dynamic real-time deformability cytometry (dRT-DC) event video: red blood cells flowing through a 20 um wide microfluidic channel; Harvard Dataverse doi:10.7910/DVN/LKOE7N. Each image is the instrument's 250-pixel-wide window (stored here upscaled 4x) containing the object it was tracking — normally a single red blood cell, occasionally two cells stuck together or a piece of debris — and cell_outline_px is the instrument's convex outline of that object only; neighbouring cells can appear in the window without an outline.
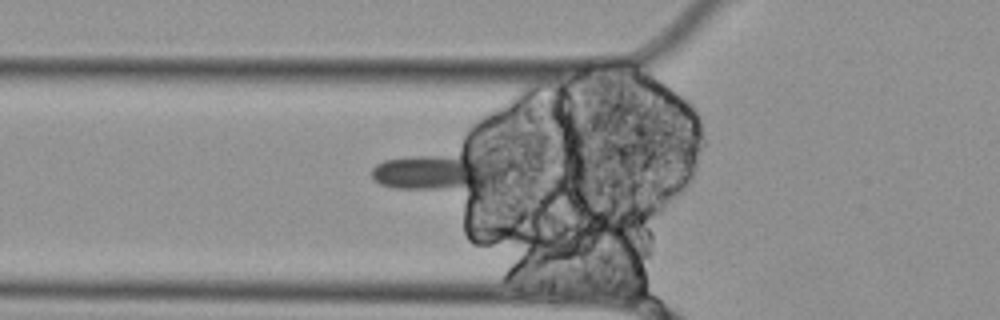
{"species": "Egyptian fruit bat (a non-hibernating species)", "species_latin": "Rousettus aegyptiacus", "temperature_condition": "cold", "stored_images_in_passage": 50, "camera_frame_rate_fps": 3000, "um_per_image_px": 0.085, "animal": {"sex": "female"}, "frame": {"image": 1, "passage_image": 18, "time_ms": 5.667, "image_size_px": [1000, 320], "cell_outline_px": [[496, 176], [472, 184], [444, 188], [396, 188], [380, 184], [372, 176], [372, 168], [376, 164], [384, 160], [416, 156], [476, 156], [492, 168], [496, 172]], "centroid_in_image_um": [36.71, 14.6], "position_along_channel_um": 89.1, "area_um2": 23.99}}
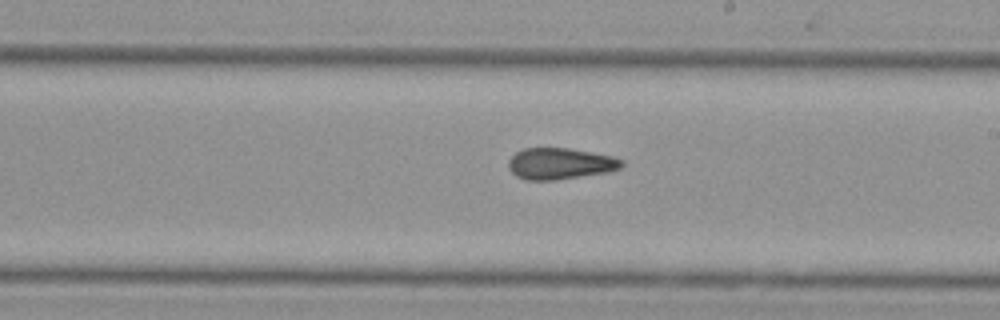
{"frame": {"image": 2, "passage_image": 31, "time_ms": 10.0, "image_size_px": [1000, 320], "cell_outline_px": [[624, 164], [620, 168], [608, 172], [556, 180], [528, 180], [516, 176], [508, 168], [508, 160], [516, 152], [524, 148], [568, 148], [592, 152], [612, 156], [624, 160]], "centroid_in_image_um": [47.61, 13.91], "position_along_channel_um": 241.4, "area_um2": 20.75}}
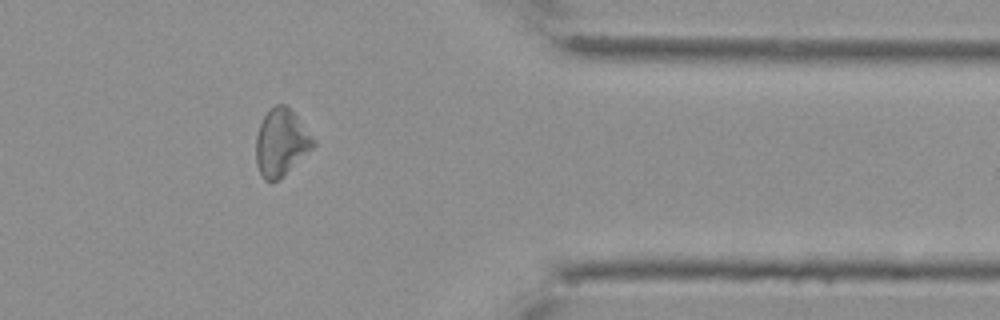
{"frame": {"image": 3, "passage_image": 45, "time_ms": 14.667, "image_size_px": [1000, 320], "cell_outline_px": [[316, 144], [284, 176], [276, 180], [264, 180], [260, 176], [256, 164], [256, 136], [260, 124], [264, 116], [276, 104], [284, 104], [296, 116], [316, 140]], "centroid_in_image_um": [23.88, 12.14], "position_along_channel_um": 387.5, "area_um2": 22.14}, "authors_computed_cell_mechanics": {"area_um2": 21.964, "velocity_mm_per_s": 3.4885, "shape_relaxation_time_tau1_ms": null, "shape_relaxation_time_tau2_ms": 4.2724, "deformation_change_tau1": null, "deformation_change_tau2": 0.1351}}